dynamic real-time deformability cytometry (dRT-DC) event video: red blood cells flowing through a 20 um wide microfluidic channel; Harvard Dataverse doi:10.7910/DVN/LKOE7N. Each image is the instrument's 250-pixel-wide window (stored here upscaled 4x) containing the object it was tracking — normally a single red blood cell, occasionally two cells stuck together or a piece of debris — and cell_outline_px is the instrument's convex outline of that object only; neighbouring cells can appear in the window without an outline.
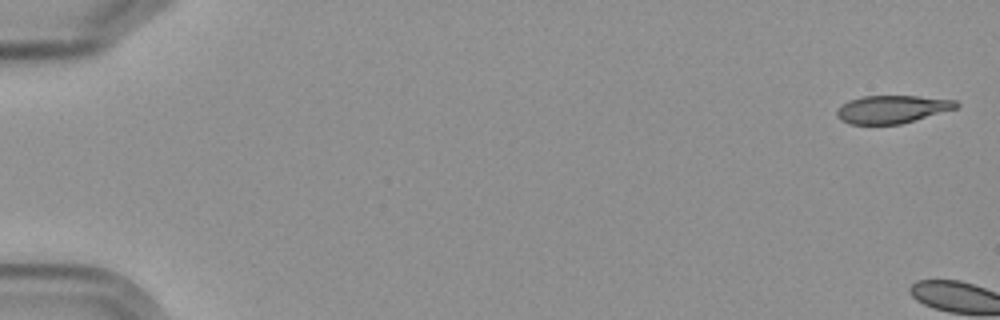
{"species": "Egyptian fruit bat (a non-hibernating species)", "species_latin": "Rousettus aegyptiacus", "temperature_condition": "cold", "stored_images_in_passage": 2, "camera_frame_rate_fps": 3000, "um_per_image_px": 0.085, "frame": {"image": 1, "passage_image": 1, "time_ms": 0.0, "image_size_px": [1000, 320], "cell_outline_px": [[960, 104], [956, 108], [900, 124], [848, 124], [840, 120], [836, 116], [836, 108], [840, 104], [848, 100], [864, 96], [916, 96], [956, 100]], "centroid_in_image_um": [75.75, 9.28], "position_along_channel_um": 9.2, "area_um2": 19.42}}